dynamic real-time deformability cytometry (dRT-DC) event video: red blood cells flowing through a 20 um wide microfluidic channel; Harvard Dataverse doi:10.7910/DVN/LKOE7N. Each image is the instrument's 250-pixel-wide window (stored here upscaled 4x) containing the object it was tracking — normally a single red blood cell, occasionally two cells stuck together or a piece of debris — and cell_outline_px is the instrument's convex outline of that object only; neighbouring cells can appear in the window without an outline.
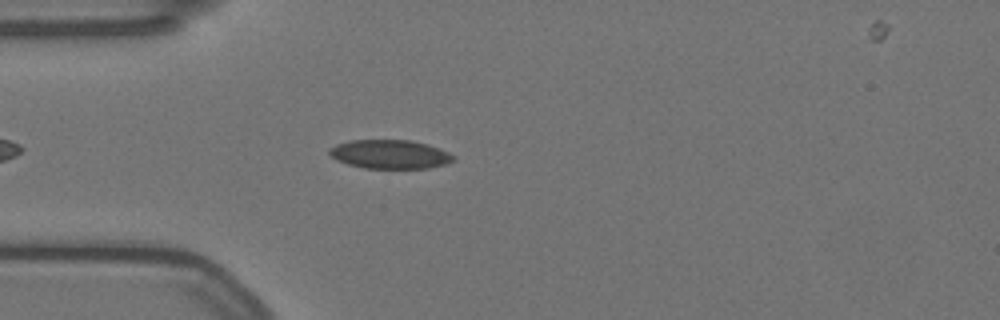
{"species": "Egyptian fruit bat (a non-hibernating species)", "species_latin": "Rousettus aegyptiacus", "temperature_condition": "warm", "stored_images_in_passage": 46, "camera_frame_rate_fps": 3000, "um_per_image_px": 0.085, "animal": {"sex": "female"}, "frame": {"image": 1, "passage_image": 7, "time_ms": 2.0, "image_size_px": [1000, 320], "cell_outline_px": [[456, 160], [444, 164], [428, 168], [364, 168], [348, 164], [336, 160], [328, 152], [328, 148], [336, 144], [348, 140], [412, 140], [428, 144], [440, 148], [456, 156]], "centroid_in_image_um": [33.15, 13.1], "position_along_channel_um": 51.9, "area_um2": 21.04}}
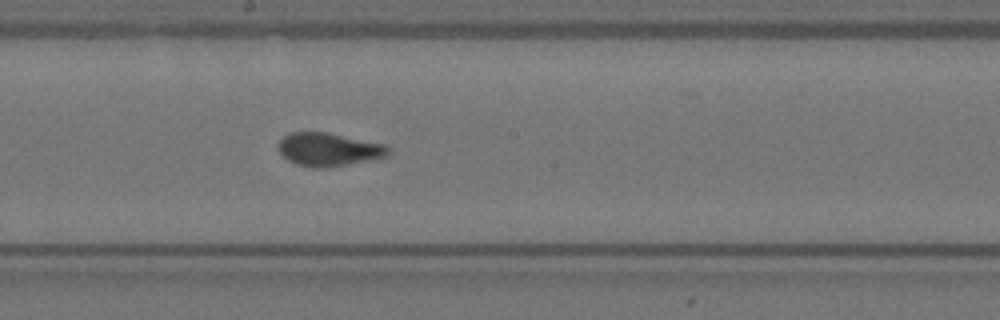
{"frame": {"image": 2, "passage_image": 22, "time_ms": 7.0, "image_size_px": [1000, 320], "cell_outline_px": [[388, 156], [368, 160], [324, 168], [312, 168], [296, 164], [288, 160], [276, 148], [276, 144], [288, 132], [324, 132], [384, 144], [388, 148]], "centroid_in_image_um": [27.86, 12.7], "position_along_channel_um": 220.3, "area_um2": 21.1}}
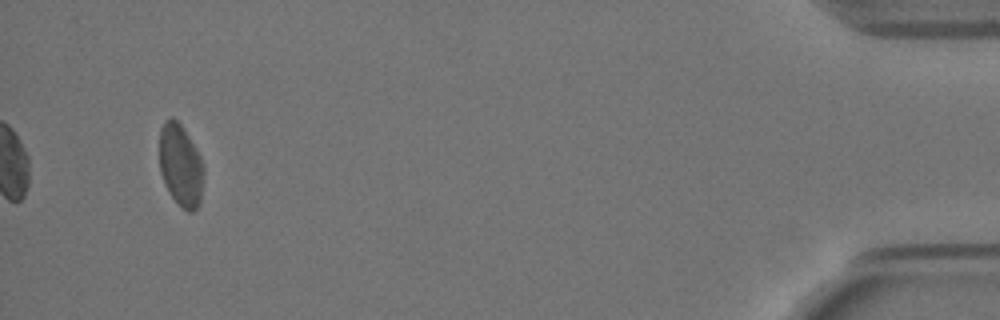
{"frame": {"image": 3, "passage_image": 46, "time_ms": 15.0, "image_size_px": [1000, 320], "cell_outline_px": [[204, 172], [200, 204], [192, 212], [188, 212], [180, 208], [168, 192], [164, 184], [160, 172], [160, 128], [164, 120], [172, 116], [184, 128], [200, 156], [204, 168]], "centroid_in_image_um": [15.35, 14.08], "position_along_channel_um": 419.9, "area_um2": 21.56}}